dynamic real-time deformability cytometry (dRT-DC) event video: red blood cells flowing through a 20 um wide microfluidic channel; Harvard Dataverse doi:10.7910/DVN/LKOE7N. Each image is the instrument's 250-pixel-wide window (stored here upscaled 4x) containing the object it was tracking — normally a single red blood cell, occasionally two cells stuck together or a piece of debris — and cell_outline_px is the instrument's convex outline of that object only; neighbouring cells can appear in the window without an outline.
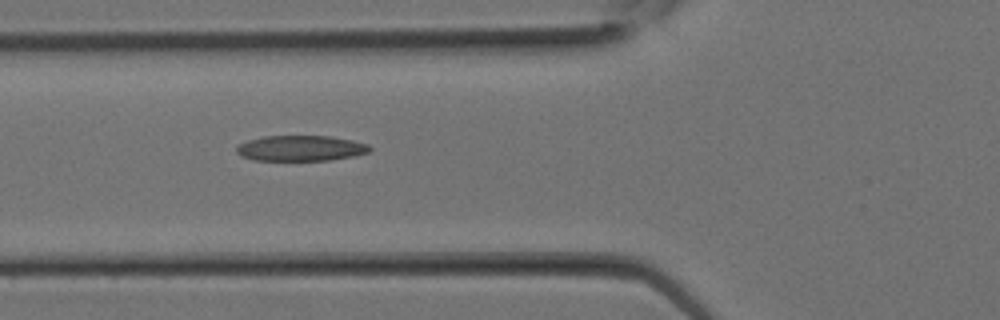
{"species": "Egyptian fruit bat (a non-hibernating species)", "species_latin": "Rousettus aegyptiacus", "temperature_condition": "room temperature", "stored_images_in_passage": 10, "camera_frame_rate_fps": 3000, "um_per_image_px": 0.085, "animal": {"sex": "female"}, "frame": {"image": 1, "passage_image": 10, "time_ms": 3.0, "image_size_px": [1000, 320], "cell_outline_px": [[372, 148], [368, 152], [352, 156], [328, 160], [252, 160], [240, 156], [236, 152], [236, 148], [240, 144], [248, 140], [264, 136], [328, 136], [352, 140], [368, 144]], "centroid_in_image_um": [25.53, 12.6], "position_along_channel_um": 100.3, "area_um2": 19.71}}